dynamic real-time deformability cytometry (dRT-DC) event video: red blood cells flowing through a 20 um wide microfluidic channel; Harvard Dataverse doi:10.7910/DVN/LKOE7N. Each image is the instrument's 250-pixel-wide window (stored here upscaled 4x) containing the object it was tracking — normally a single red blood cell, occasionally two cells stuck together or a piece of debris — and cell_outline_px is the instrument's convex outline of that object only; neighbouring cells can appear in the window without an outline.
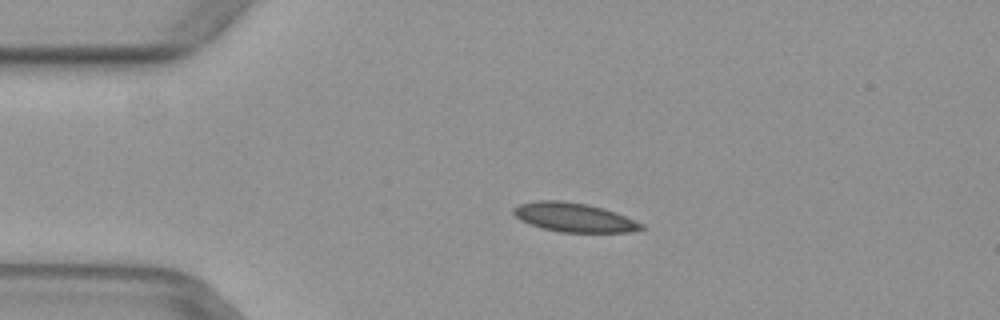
{"species": "common noctule bat (a hibernating species)", "species_latin": "Nyctalus noctula", "temperature_condition": "warm", "stored_images_in_passage": 45, "camera_frame_rate_fps": 3000, "um_per_image_px": 0.085, "animal": {"sex": "female", "body_mass_g": 29.2, "forearm_length_mm": 56.3}, "frame": {"image": 1, "passage_image": 6, "time_ms": 1.667, "image_size_px": [1000, 320], "cell_outline_px": [[644, 228], [628, 232], [560, 232], [544, 228], [520, 220], [512, 212], [512, 208], [520, 204], [536, 200], [560, 200], [588, 204], [604, 208], [616, 212], [644, 224]], "centroid_in_image_um": [48.79, 18.46], "position_along_channel_um": 36.2, "area_um2": 21.56}}
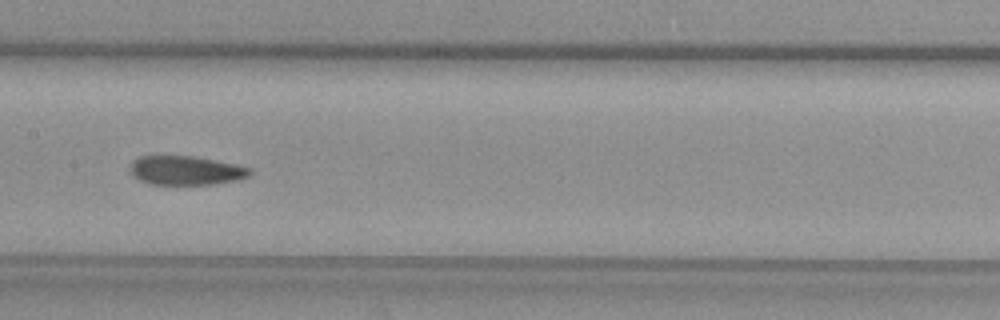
{"frame": {"image": 2, "passage_image": 20, "time_ms": 6.333, "image_size_px": [1000, 320], "cell_outline_px": [[252, 172], [248, 176], [240, 180], [216, 184], [152, 184], [140, 180], [128, 172], [128, 168], [132, 160], [140, 156], [192, 156], [236, 164], [252, 168]], "centroid_in_image_um": [15.79, 14.49], "position_along_channel_um": 191.6, "area_um2": 20.46}}
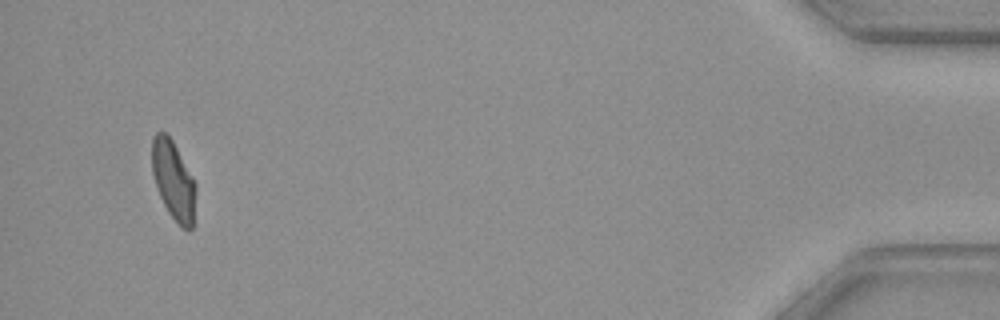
{"frame": {"image": 3, "passage_image": 43, "time_ms": 14.0, "image_size_px": [1000, 320], "cell_outline_px": [[196, 192], [192, 228], [188, 232], [180, 228], [168, 212], [156, 188], [152, 172], [152, 136], [156, 132], [164, 132], [172, 140], [196, 184]], "centroid_in_image_um": [14.73, 15.37], "position_along_channel_um": 420.5, "area_um2": 20.17}}